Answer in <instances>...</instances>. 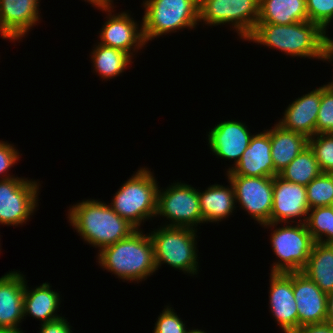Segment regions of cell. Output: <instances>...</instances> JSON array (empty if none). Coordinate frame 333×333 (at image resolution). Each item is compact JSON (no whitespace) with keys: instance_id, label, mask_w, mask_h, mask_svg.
<instances>
[{"instance_id":"cell-1","label":"cell","mask_w":333,"mask_h":333,"mask_svg":"<svg viewBox=\"0 0 333 333\" xmlns=\"http://www.w3.org/2000/svg\"><path fill=\"white\" fill-rule=\"evenodd\" d=\"M70 226L98 252L130 236L137 228L99 199H86L68 210Z\"/></svg>"},{"instance_id":"cell-2","label":"cell","mask_w":333,"mask_h":333,"mask_svg":"<svg viewBox=\"0 0 333 333\" xmlns=\"http://www.w3.org/2000/svg\"><path fill=\"white\" fill-rule=\"evenodd\" d=\"M319 25L310 21L291 25L257 23L245 39L257 45L284 52L290 57L322 59L326 44L332 39Z\"/></svg>"},{"instance_id":"cell-3","label":"cell","mask_w":333,"mask_h":333,"mask_svg":"<svg viewBox=\"0 0 333 333\" xmlns=\"http://www.w3.org/2000/svg\"><path fill=\"white\" fill-rule=\"evenodd\" d=\"M96 258L101 268L129 283L145 281L157 270L151 238L142 229L103 248Z\"/></svg>"},{"instance_id":"cell-4","label":"cell","mask_w":333,"mask_h":333,"mask_svg":"<svg viewBox=\"0 0 333 333\" xmlns=\"http://www.w3.org/2000/svg\"><path fill=\"white\" fill-rule=\"evenodd\" d=\"M158 186L151 169L140 167L113 194L110 206L119 216L140 229L144 221L156 216Z\"/></svg>"},{"instance_id":"cell-5","label":"cell","mask_w":333,"mask_h":333,"mask_svg":"<svg viewBox=\"0 0 333 333\" xmlns=\"http://www.w3.org/2000/svg\"><path fill=\"white\" fill-rule=\"evenodd\" d=\"M153 230L148 234L153 244L157 270L165 263L184 274L194 276L199 273L196 229L162 225Z\"/></svg>"},{"instance_id":"cell-6","label":"cell","mask_w":333,"mask_h":333,"mask_svg":"<svg viewBox=\"0 0 333 333\" xmlns=\"http://www.w3.org/2000/svg\"><path fill=\"white\" fill-rule=\"evenodd\" d=\"M142 17L146 44L162 35L199 25V0H144ZM178 30V31H177Z\"/></svg>"},{"instance_id":"cell-7","label":"cell","mask_w":333,"mask_h":333,"mask_svg":"<svg viewBox=\"0 0 333 333\" xmlns=\"http://www.w3.org/2000/svg\"><path fill=\"white\" fill-rule=\"evenodd\" d=\"M296 224V225H295ZM266 223L261 225L271 228L270 241L272 251L277 259L271 266V273L301 272L306 266L312 248L315 244L308 231L306 223Z\"/></svg>"},{"instance_id":"cell-8","label":"cell","mask_w":333,"mask_h":333,"mask_svg":"<svg viewBox=\"0 0 333 333\" xmlns=\"http://www.w3.org/2000/svg\"><path fill=\"white\" fill-rule=\"evenodd\" d=\"M259 4L260 0H199V22L207 26L231 24L245 40L258 22Z\"/></svg>"},{"instance_id":"cell-9","label":"cell","mask_w":333,"mask_h":333,"mask_svg":"<svg viewBox=\"0 0 333 333\" xmlns=\"http://www.w3.org/2000/svg\"><path fill=\"white\" fill-rule=\"evenodd\" d=\"M158 189L155 217H166L164 226L189 227L197 230L204 223L199 205V189L180 182ZM201 223V224H200Z\"/></svg>"},{"instance_id":"cell-10","label":"cell","mask_w":333,"mask_h":333,"mask_svg":"<svg viewBox=\"0 0 333 333\" xmlns=\"http://www.w3.org/2000/svg\"><path fill=\"white\" fill-rule=\"evenodd\" d=\"M41 184L27 178L0 180V225L22 226L38 207Z\"/></svg>"},{"instance_id":"cell-11","label":"cell","mask_w":333,"mask_h":333,"mask_svg":"<svg viewBox=\"0 0 333 333\" xmlns=\"http://www.w3.org/2000/svg\"><path fill=\"white\" fill-rule=\"evenodd\" d=\"M113 1L107 0L93 5L97 10L104 11L107 14V21H105L99 33L101 41L97 43L122 50L133 58L135 55L133 53H137L138 50L147 45L143 35L142 22L140 25L137 24V21L131 17V13L129 14L128 11L115 14Z\"/></svg>"},{"instance_id":"cell-12","label":"cell","mask_w":333,"mask_h":333,"mask_svg":"<svg viewBox=\"0 0 333 333\" xmlns=\"http://www.w3.org/2000/svg\"><path fill=\"white\" fill-rule=\"evenodd\" d=\"M234 187L236 203L261 226L270 223L273 177L226 175Z\"/></svg>"},{"instance_id":"cell-13","label":"cell","mask_w":333,"mask_h":333,"mask_svg":"<svg viewBox=\"0 0 333 333\" xmlns=\"http://www.w3.org/2000/svg\"><path fill=\"white\" fill-rule=\"evenodd\" d=\"M309 210L306 186L273 177L270 223H306Z\"/></svg>"},{"instance_id":"cell-14","label":"cell","mask_w":333,"mask_h":333,"mask_svg":"<svg viewBox=\"0 0 333 333\" xmlns=\"http://www.w3.org/2000/svg\"><path fill=\"white\" fill-rule=\"evenodd\" d=\"M207 135L208 146L213 155L221 159L234 160L233 166L226 171L229 172L239 162L254 134L245 122L231 119L219 122Z\"/></svg>"},{"instance_id":"cell-15","label":"cell","mask_w":333,"mask_h":333,"mask_svg":"<svg viewBox=\"0 0 333 333\" xmlns=\"http://www.w3.org/2000/svg\"><path fill=\"white\" fill-rule=\"evenodd\" d=\"M40 0H0V35L15 42L22 40L40 21Z\"/></svg>"},{"instance_id":"cell-16","label":"cell","mask_w":333,"mask_h":333,"mask_svg":"<svg viewBox=\"0 0 333 333\" xmlns=\"http://www.w3.org/2000/svg\"><path fill=\"white\" fill-rule=\"evenodd\" d=\"M269 308L281 332L298 329V309L293 294V272L270 273Z\"/></svg>"},{"instance_id":"cell-17","label":"cell","mask_w":333,"mask_h":333,"mask_svg":"<svg viewBox=\"0 0 333 333\" xmlns=\"http://www.w3.org/2000/svg\"><path fill=\"white\" fill-rule=\"evenodd\" d=\"M293 294L298 309V328L326 322L327 294L303 272H293Z\"/></svg>"},{"instance_id":"cell-18","label":"cell","mask_w":333,"mask_h":333,"mask_svg":"<svg viewBox=\"0 0 333 333\" xmlns=\"http://www.w3.org/2000/svg\"><path fill=\"white\" fill-rule=\"evenodd\" d=\"M256 134V135H255ZM239 162L226 175L274 177L269 129L255 133Z\"/></svg>"},{"instance_id":"cell-19","label":"cell","mask_w":333,"mask_h":333,"mask_svg":"<svg viewBox=\"0 0 333 333\" xmlns=\"http://www.w3.org/2000/svg\"><path fill=\"white\" fill-rule=\"evenodd\" d=\"M25 275L9 271L0 277V328L17 329L24 321Z\"/></svg>"},{"instance_id":"cell-20","label":"cell","mask_w":333,"mask_h":333,"mask_svg":"<svg viewBox=\"0 0 333 333\" xmlns=\"http://www.w3.org/2000/svg\"><path fill=\"white\" fill-rule=\"evenodd\" d=\"M321 102V86L296 98L286 107L277 123L307 138L316 135V122Z\"/></svg>"},{"instance_id":"cell-21","label":"cell","mask_w":333,"mask_h":333,"mask_svg":"<svg viewBox=\"0 0 333 333\" xmlns=\"http://www.w3.org/2000/svg\"><path fill=\"white\" fill-rule=\"evenodd\" d=\"M230 186H223L220 184H214L207 187L206 190H199V205L200 212L204 224L222 222L230 215H233L236 210V199L234 187L228 179Z\"/></svg>"},{"instance_id":"cell-22","label":"cell","mask_w":333,"mask_h":333,"mask_svg":"<svg viewBox=\"0 0 333 333\" xmlns=\"http://www.w3.org/2000/svg\"><path fill=\"white\" fill-rule=\"evenodd\" d=\"M271 156L274 171L278 175L297 155L309 146V138L287 130L277 122L269 129Z\"/></svg>"},{"instance_id":"cell-23","label":"cell","mask_w":333,"mask_h":333,"mask_svg":"<svg viewBox=\"0 0 333 333\" xmlns=\"http://www.w3.org/2000/svg\"><path fill=\"white\" fill-rule=\"evenodd\" d=\"M27 283V280H25L24 319L27 315H31V317L41 321L42 324L62 317L57 314L62 302L60 301L61 295L57 291L51 290L52 285L50 286V283H42L32 290H29Z\"/></svg>"},{"instance_id":"cell-24","label":"cell","mask_w":333,"mask_h":333,"mask_svg":"<svg viewBox=\"0 0 333 333\" xmlns=\"http://www.w3.org/2000/svg\"><path fill=\"white\" fill-rule=\"evenodd\" d=\"M309 21L306 0H260L257 23L291 25Z\"/></svg>"},{"instance_id":"cell-25","label":"cell","mask_w":333,"mask_h":333,"mask_svg":"<svg viewBox=\"0 0 333 333\" xmlns=\"http://www.w3.org/2000/svg\"><path fill=\"white\" fill-rule=\"evenodd\" d=\"M301 272L324 293L333 292V244L315 242L307 264Z\"/></svg>"},{"instance_id":"cell-26","label":"cell","mask_w":333,"mask_h":333,"mask_svg":"<svg viewBox=\"0 0 333 333\" xmlns=\"http://www.w3.org/2000/svg\"><path fill=\"white\" fill-rule=\"evenodd\" d=\"M91 52L93 68L102 79H114L131 65L133 59L128 53L97 43Z\"/></svg>"},{"instance_id":"cell-27","label":"cell","mask_w":333,"mask_h":333,"mask_svg":"<svg viewBox=\"0 0 333 333\" xmlns=\"http://www.w3.org/2000/svg\"><path fill=\"white\" fill-rule=\"evenodd\" d=\"M321 173L315 154L308 146L280 171L278 176L286 181L307 186Z\"/></svg>"},{"instance_id":"cell-28","label":"cell","mask_w":333,"mask_h":333,"mask_svg":"<svg viewBox=\"0 0 333 333\" xmlns=\"http://www.w3.org/2000/svg\"><path fill=\"white\" fill-rule=\"evenodd\" d=\"M306 225L315 242L333 244L332 205L311 208Z\"/></svg>"},{"instance_id":"cell-29","label":"cell","mask_w":333,"mask_h":333,"mask_svg":"<svg viewBox=\"0 0 333 333\" xmlns=\"http://www.w3.org/2000/svg\"><path fill=\"white\" fill-rule=\"evenodd\" d=\"M306 190L310 209L332 205L333 173H321L306 186Z\"/></svg>"},{"instance_id":"cell-30","label":"cell","mask_w":333,"mask_h":333,"mask_svg":"<svg viewBox=\"0 0 333 333\" xmlns=\"http://www.w3.org/2000/svg\"><path fill=\"white\" fill-rule=\"evenodd\" d=\"M322 173H333V134H316L309 138Z\"/></svg>"},{"instance_id":"cell-31","label":"cell","mask_w":333,"mask_h":333,"mask_svg":"<svg viewBox=\"0 0 333 333\" xmlns=\"http://www.w3.org/2000/svg\"><path fill=\"white\" fill-rule=\"evenodd\" d=\"M316 134H333V90L321 86V102L316 122Z\"/></svg>"},{"instance_id":"cell-32","label":"cell","mask_w":333,"mask_h":333,"mask_svg":"<svg viewBox=\"0 0 333 333\" xmlns=\"http://www.w3.org/2000/svg\"><path fill=\"white\" fill-rule=\"evenodd\" d=\"M306 9L309 21L328 33L327 27L333 21V0H306Z\"/></svg>"},{"instance_id":"cell-33","label":"cell","mask_w":333,"mask_h":333,"mask_svg":"<svg viewBox=\"0 0 333 333\" xmlns=\"http://www.w3.org/2000/svg\"><path fill=\"white\" fill-rule=\"evenodd\" d=\"M162 313L158 315L153 333H190L186 330L185 322L177 315L175 310L166 305Z\"/></svg>"},{"instance_id":"cell-34","label":"cell","mask_w":333,"mask_h":333,"mask_svg":"<svg viewBox=\"0 0 333 333\" xmlns=\"http://www.w3.org/2000/svg\"><path fill=\"white\" fill-rule=\"evenodd\" d=\"M20 153L13 144L7 141H0V180L10 179L15 177L7 172L11 167L15 166V163L19 161ZM14 165V166H13Z\"/></svg>"},{"instance_id":"cell-35","label":"cell","mask_w":333,"mask_h":333,"mask_svg":"<svg viewBox=\"0 0 333 333\" xmlns=\"http://www.w3.org/2000/svg\"><path fill=\"white\" fill-rule=\"evenodd\" d=\"M39 333H73L72 326L64 317H60L56 320L40 324Z\"/></svg>"},{"instance_id":"cell-36","label":"cell","mask_w":333,"mask_h":333,"mask_svg":"<svg viewBox=\"0 0 333 333\" xmlns=\"http://www.w3.org/2000/svg\"><path fill=\"white\" fill-rule=\"evenodd\" d=\"M293 333H333V325L328 322L306 324L300 326Z\"/></svg>"},{"instance_id":"cell-37","label":"cell","mask_w":333,"mask_h":333,"mask_svg":"<svg viewBox=\"0 0 333 333\" xmlns=\"http://www.w3.org/2000/svg\"><path fill=\"white\" fill-rule=\"evenodd\" d=\"M323 62H333V39H331L325 46L322 59ZM328 84H325L327 87L333 90V80L331 82H327Z\"/></svg>"},{"instance_id":"cell-38","label":"cell","mask_w":333,"mask_h":333,"mask_svg":"<svg viewBox=\"0 0 333 333\" xmlns=\"http://www.w3.org/2000/svg\"><path fill=\"white\" fill-rule=\"evenodd\" d=\"M326 322L333 325V292L327 294V317Z\"/></svg>"},{"instance_id":"cell-39","label":"cell","mask_w":333,"mask_h":333,"mask_svg":"<svg viewBox=\"0 0 333 333\" xmlns=\"http://www.w3.org/2000/svg\"><path fill=\"white\" fill-rule=\"evenodd\" d=\"M0 333H24L23 330L17 329H2L0 328Z\"/></svg>"},{"instance_id":"cell-40","label":"cell","mask_w":333,"mask_h":333,"mask_svg":"<svg viewBox=\"0 0 333 333\" xmlns=\"http://www.w3.org/2000/svg\"><path fill=\"white\" fill-rule=\"evenodd\" d=\"M84 1L88 2L89 4H92L93 6L102 2H106L107 0H84Z\"/></svg>"},{"instance_id":"cell-41","label":"cell","mask_w":333,"mask_h":333,"mask_svg":"<svg viewBox=\"0 0 333 333\" xmlns=\"http://www.w3.org/2000/svg\"><path fill=\"white\" fill-rule=\"evenodd\" d=\"M190 333H207V332H205L204 330L202 331L201 329H192L191 331H190Z\"/></svg>"}]
</instances>
